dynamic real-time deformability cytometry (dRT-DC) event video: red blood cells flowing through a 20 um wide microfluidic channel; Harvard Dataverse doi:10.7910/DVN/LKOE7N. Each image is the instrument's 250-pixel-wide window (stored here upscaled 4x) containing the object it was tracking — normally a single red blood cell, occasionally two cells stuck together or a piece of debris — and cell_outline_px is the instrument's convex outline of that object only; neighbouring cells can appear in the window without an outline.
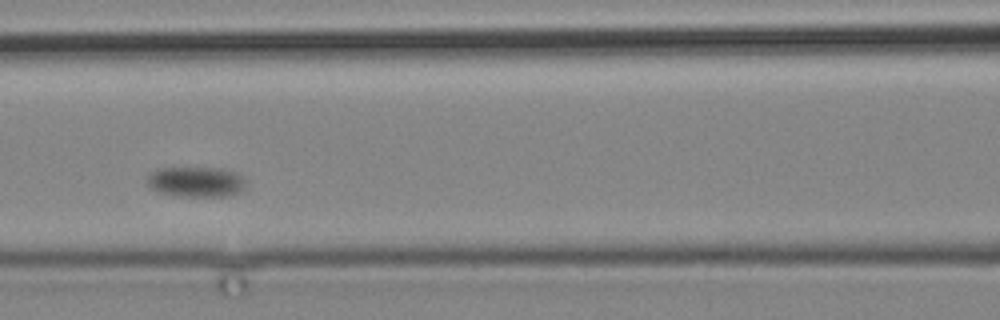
{"species": "common noctule bat (a hibernating species)", "species_latin": "Nyctalus noctula", "temperature_condition": "cold", "stored_images_in_passage": 5, "camera_frame_rate_fps": 3000, "um_per_image_px": 0.085, "animal": {"sex": "male", "body_mass_g": 19.2, "forearm_length_mm": 51.8}, "frame": {"image": 1, "passage_image": 4, "time_ms": 3.667, "image_size_px": [1000, 320], "cell_outline_px": [[244, 188], [240, 192], [224, 196], [176, 196], [160, 192], [152, 188], [148, 184], [148, 176], [156, 168], [220, 168], [236, 172], [244, 180]], "centroid_in_image_um": [16.66, 15.45], "position_along_channel_um": 149.9, "area_um2": 17.22}}